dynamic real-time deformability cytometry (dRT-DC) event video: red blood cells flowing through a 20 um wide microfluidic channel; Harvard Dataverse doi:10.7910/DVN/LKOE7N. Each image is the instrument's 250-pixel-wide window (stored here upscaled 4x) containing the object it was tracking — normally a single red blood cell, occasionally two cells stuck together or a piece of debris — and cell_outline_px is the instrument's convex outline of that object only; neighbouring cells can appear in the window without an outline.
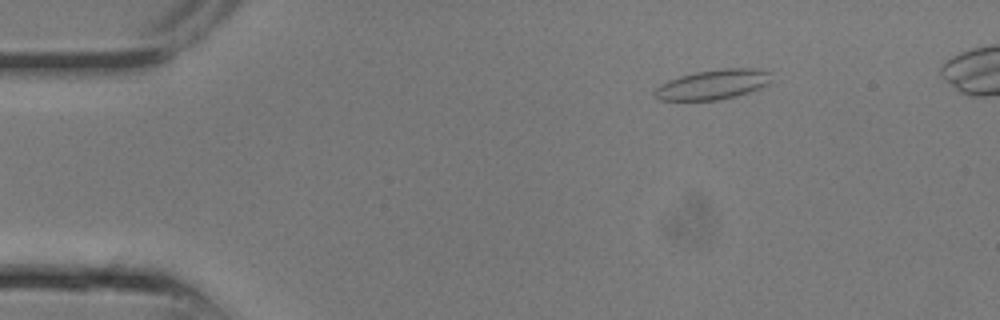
{"species": "common noctule bat (a hibernating species)", "species_latin": "Nyctalus noctula", "temperature_condition": "room temperature", "stored_images_in_passage": 9, "camera_frame_rate_fps": 3000, "um_per_image_px": 0.085, "animal": {"sex": "male", "body_mass_g": 13.3}, "frame": {"image": 1, "passage_image": 1, "time_ms": 0.0, "image_size_px": [1000, 320], "cell_outline_px": [[772, 80], [768, 84], [760, 88], [736, 96], [716, 100], [660, 100], [652, 92], [660, 84], [668, 80], [680, 76], [696, 72], [724, 68], [756, 68], [768, 72]], "centroid_in_image_um": [60.6, 7.18], "position_along_channel_um": 24.4, "area_um2": 20.17}}
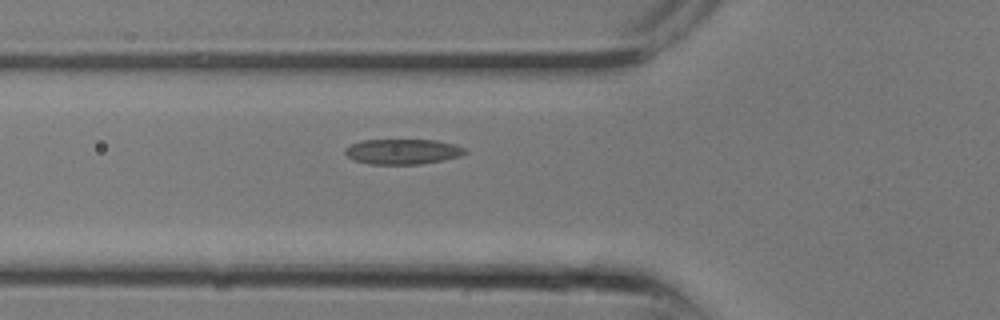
{"frame": {"image": 2, "passage_image": 6, "time_ms": 1.667, "image_size_px": [1000, 320], "cell_outline_px": [[468, 152], [460, 156], [444, 160], [420, 164], [368, 164], [352, 160], [344, 152], [344, 148], [360, 140], [436, 140], [456, 144], [464, 148]], "centroid_in_image_um": [34.22, 12.88], "position_along_channel_um": 91.6, "area_um2": 17.8}}
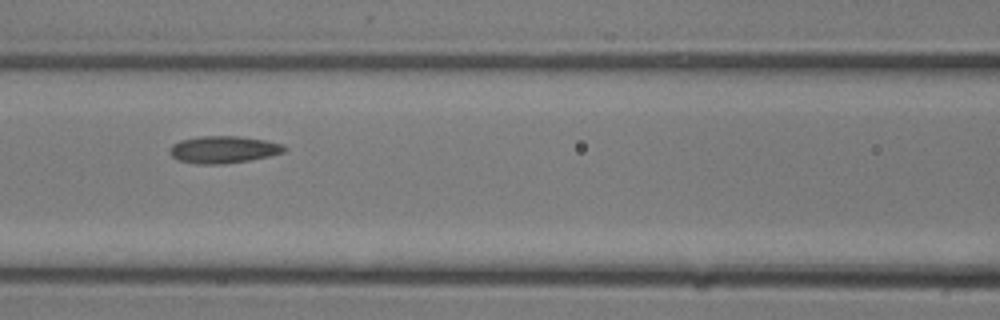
{"frame": {"image": 3, "passage_image": 8, "time_ms": 2.333, "image_size_px": [1000, 320], "cell_outline_px": [[288, 148], [284, 152], [268, 156], [248, 160], [224, 164], [196, 164], [176, 160], [168, 152], [172, 144], [180, 140], [200, 136], [240, 136], [264, 140], [284, 144]], "centroid_in_image_um": [18.97, 12.71], "position_along_channel_um": 147.6, "area_um2": 18.26}}